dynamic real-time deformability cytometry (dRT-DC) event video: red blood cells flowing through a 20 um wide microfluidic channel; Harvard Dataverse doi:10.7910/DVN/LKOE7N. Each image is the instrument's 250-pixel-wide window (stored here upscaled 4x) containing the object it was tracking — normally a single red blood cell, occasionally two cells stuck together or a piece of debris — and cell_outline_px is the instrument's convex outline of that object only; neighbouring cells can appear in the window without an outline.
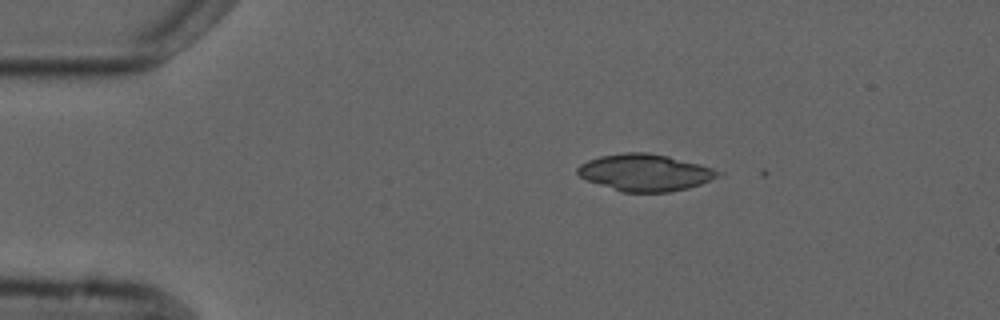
{"species": "common noctule bat (a hibernating species)", "species_latin": "Nyctalus noctula", "temperature_condition": "cold", "stored_images_in_passage": 3, "camera_frame_rate_fps": 3000, "um_per_image_px": 0.085, "animal": {"sex": "male", "forearm_length_mm": 52.5}, "frame": {"image": 1, "passage_image": 1, "time_ms": 0.0, "image_size_px": [1000, 320], "cell_outline_px": [[724, 176], [688, 188], [668, 192], [620, 192], [588, 180], [580, 176], [576, 172], [576, 168], [580, 164], [588, 160], [600, 156], [624, 152], [648, 152], [668, 156], [700, 164], [724, 172]], "centroid_in_image_um": [54.87, 14.66], "position_along_channel_um": 30.1, "area_um2": 30.4}}